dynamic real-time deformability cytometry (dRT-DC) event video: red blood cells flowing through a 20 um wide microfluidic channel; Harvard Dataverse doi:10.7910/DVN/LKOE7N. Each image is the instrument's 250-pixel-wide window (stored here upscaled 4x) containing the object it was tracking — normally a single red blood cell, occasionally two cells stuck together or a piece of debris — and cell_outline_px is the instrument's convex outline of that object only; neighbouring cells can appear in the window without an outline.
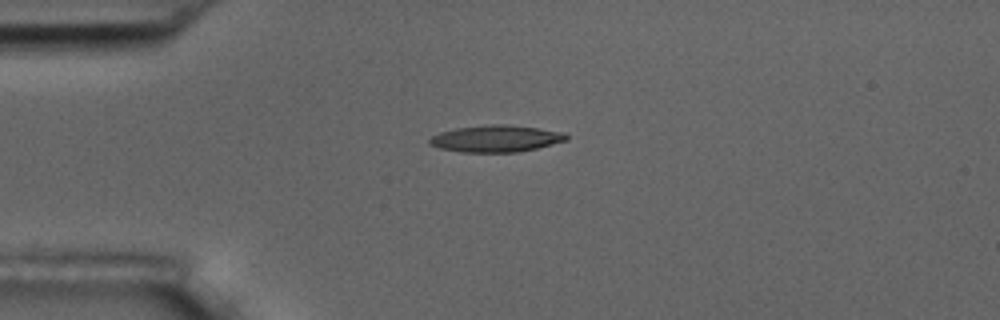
{"species": "common noctule bat (a hibernating species)", "species_latin": "Nyctalus noctula", "temperature_condition": "room temperature", "stored_images_in_passage": 5, "camera_frame_rate_fps": 3000, "um_per_image_px": 0.085, "animal": {"sex": "male", "body_mass_g": 17.5, "forearm_length_mm": 52.3}, "frame": {"image": 1, "passage_image": 1, "time_ms": 0.0, "image_size_px": [1000, 320], "cell_outline_px": [[568, 140], [536, 148], [516, 152], [460, 152], [440, 148], [428, 144], [428, 140], [432, 136], [440, 132], [456, 128], [488, 124], [508, 124], [564, 132], [568, 136]], "centroid_in_image_um": [42.14, 11.78], "position_along_channel_um": 42.9, "area_um2": 21.33}}
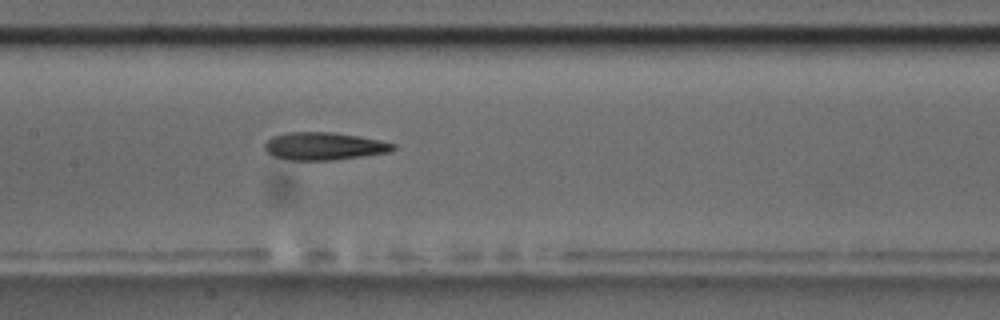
{"frame": {"image": 2, "passage_image": 5, "time_ms": 4.333, "image_size_px": [1000, 320], "cell_outline_px": [[396, 148], [392, 152], [332, 160], [292, 160], [272, 156], [264, 148], [264, 144], [272, 136], [288, 132], [332, 132], [380, 140], [396, 144]], "centroid_in_image_um": [27.55, 12.42], "position_along_channel_um": 179.8, "area_um2": 20.69}}